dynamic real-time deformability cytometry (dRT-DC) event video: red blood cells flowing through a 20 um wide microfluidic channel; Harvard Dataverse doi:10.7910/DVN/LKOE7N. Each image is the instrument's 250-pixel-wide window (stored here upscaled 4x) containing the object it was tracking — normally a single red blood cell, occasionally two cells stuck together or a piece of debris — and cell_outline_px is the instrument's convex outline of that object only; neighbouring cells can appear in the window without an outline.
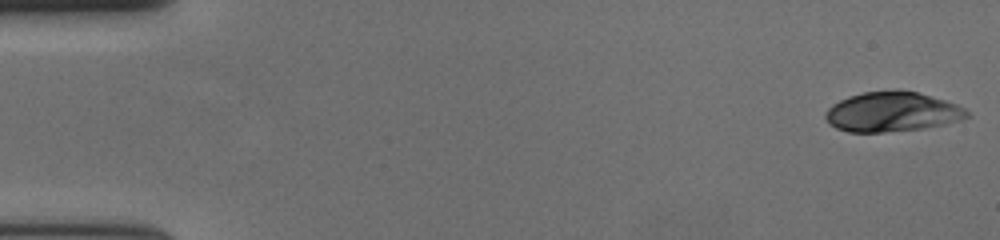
{"species": "human", "species_latin": "Homo sapiens", "temperature_condition": "cold", "stored_images_in_passage": 57, "camera_frame_rate_fps": 3000, "um_per_image_px": 0.085, "donor": {"sex": "female"}, "frame": {"image": 1, "passage_image": 1, "time_ms": 0.0, "image_size_px": [1000, 240], "cell_outline_px": [[968, 116], [960, 120], [944, 124], [924, 128], [884, 132], [848, 132], [836, 128], [828, 124], [824, 116], [824, 112], [832, 104], [848, 96], [864, 92], [896, 88], [900, 88], [916, 92], [944, 100], [956, 104], [964, 108], [968, 112]], "centroid_in_image_um": [75.77, 9.49], "position_along_channel_um": 9.2, "area_um2": 33.06}}
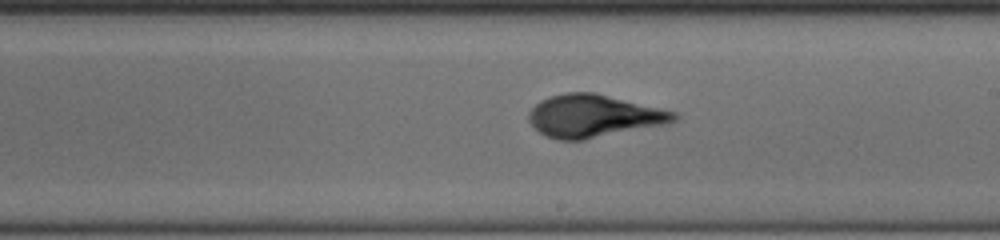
{"frame": {"image": 2, "passage_image": 33, "time_ms": 10.667, "image_size_px": [1000, 240], "cell_outline_px": [[680, 116], [676, 120], [668, 124], [584, 140], [560, 140], [544, 136], [528, 120], [528, 112], [540, 100], [548, 96], [568, 92], [596, 92], [676, 112]], "centroid_in_image_um": [50.47, 9.86], "position_along_channel_um": 238.5, "area_um2": 36.3}}
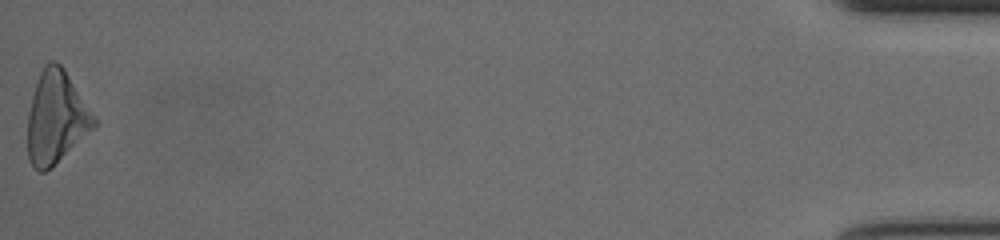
{"frame": {"image": 3, "passage_image": 57, "time_ms": 18.667, "image_size_px": [1000, 240], "cell_outline_px": [[96, 124], [52, 168], [44, 172], [40, 172], [28, 160], [28, 116], [32, 96], [40, 72], [44, 64], [52, 60], [56, 60], [64, 68], [96, 120]], "centroid_in_image_um": [4.73, 9.98], "position_along_channel_um": 430.5, "area_um2": 34.97}, "authors_computed_cell_mechanics": {"area_um2": 34.4488, "velocity_mm_per_s": 3.6459, "shape_relaxation_time_tau1_ms": 5.1312, "shape_relaxation_time_tau2_ms": 1.1376, "deformation_change_tau1": 0.2043, "deformation_change_tau2": 0.0626}}